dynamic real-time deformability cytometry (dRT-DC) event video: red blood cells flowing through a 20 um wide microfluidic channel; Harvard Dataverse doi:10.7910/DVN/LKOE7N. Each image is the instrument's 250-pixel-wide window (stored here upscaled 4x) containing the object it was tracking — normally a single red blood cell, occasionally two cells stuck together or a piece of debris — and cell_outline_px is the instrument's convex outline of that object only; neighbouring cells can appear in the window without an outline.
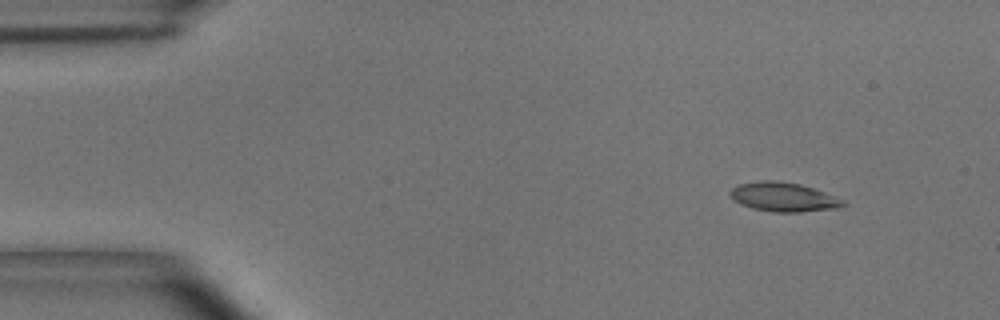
{"species": "common noctule bat (a hibernating species)", "species_latin": "Nyctalus noctula", "temperature_condition": "room temperature", "stored_images_in_passage": 8, "camera_frame_rate_fps": 3000, "um_per_image_px": 0.085, "animal": {"sex": "male", "body_mass_g": 15.6}, "frame": {"image": 1, "passage_image": 1, "time_ms": 0.0, "image_size_px": [1000, 320], "cell_outline_px": [[848, 204], [836, 208], [800, 212], [772, 212], [752, 208], [740, 204], [728, 192], [732, 188], [740, 184], [760, 180], [776, 180], [800, 184], [824, 192], [844, 200]], "centroid_in_image_um": [66.6, 16.74], "position_along_channel_um": 18.4, "area_um2": 19.07}}
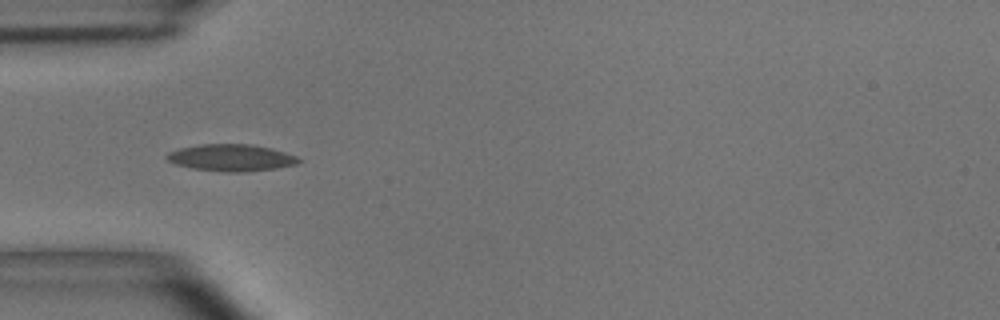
{"frame": {"image": 2, "passage_image": 4, "time_ms": 1.0, "image_size_px": [1000, 320], "cell_outline_px": [[300, 160], [296, 164], [276, 168], [240, 172], [228, 172], [192, 168], [176, 164], [168, 160], [164, 156], [168, 152], [180, 148], [200, 144], [252, 144], [272, 148], [296, 156]], "centroid_in_image_um": [19.63, 13.39], "position_along_channel_um": 65.4, "area_um2": 20.46}}
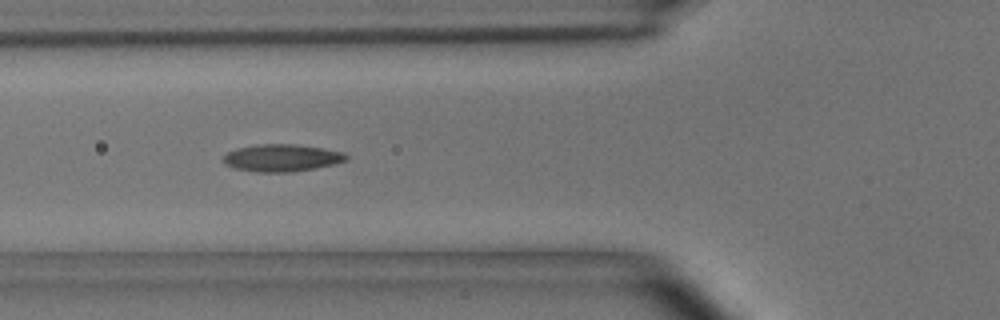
{"frame": {"image": 3, "passage_image": 5, "time_ms": 1.333, "image_size_px": [1000, 320], "cell_outline_px": [[348, 160], [332, 164], [292, 172], [256, 172], [232, 168], [224, 164], [224, 156], [228, 152], [236, 148], [260, 144], [296, 144], [324, 148], [344, 152], [348, 156]], "centroid_in_image_um": [23.94, 13.41], "position_along_channel_um": 101.9, "area_um2": 19.54}}